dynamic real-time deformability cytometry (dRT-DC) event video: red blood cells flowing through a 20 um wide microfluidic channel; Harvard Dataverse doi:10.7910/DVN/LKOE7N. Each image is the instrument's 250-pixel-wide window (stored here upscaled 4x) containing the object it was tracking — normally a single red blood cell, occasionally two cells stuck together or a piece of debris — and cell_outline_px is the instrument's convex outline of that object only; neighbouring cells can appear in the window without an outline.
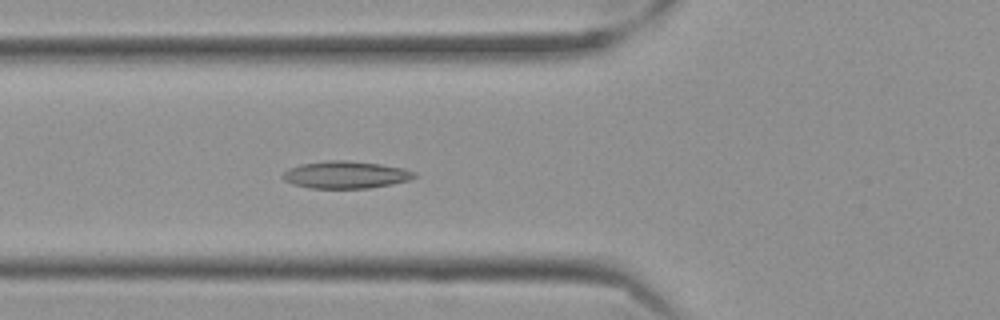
{"species": "Egyptian fruit bat (a non-hibernating species)", "species_latin": "Rousettus aegyptiacus", "temperature_condition": "cold", "stored_images_in_passage": 46, "camera_frame_rate_fps": 3000, "um_per_image_px": 0.085, "frame": {"image": 1, "passage_image": 13, "time_ms": 4.0, "image_size_px": [1000, 320], "cell_outline_px": [[416, 176], [408, 180], [368, 188], [312, 188], [292, 184], [284, 180], [280, 176], [288, 168], [300, 164], [328, 160], [344, 160], [380, 164], [404, 168], [416, 172]], "centroid_in_image_um": [29.34, 14.85], "position_along_channel_um": 96.5, "area_um2": 20.81}}
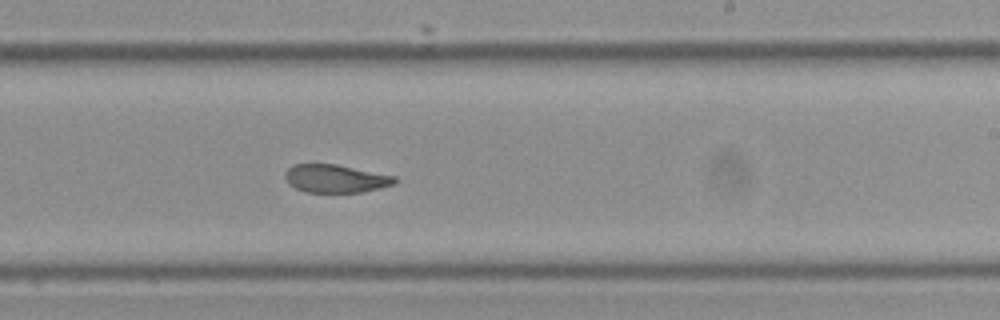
{"frame": {"image": 2, "passage_image": 27, "time_ms": 8.667, "image_size_px": [1000, 320], "cell_outline_px": [[396, 184], [380, 188], [360, 192], [304, 192], [288, 184], [284, 176], [284, 172], [292, 164], [336, 164], [396, 176]], "centroid_in_image_um": [28.5, 15.17], "position_along_channel_um": 260.5, "area_um2": 18.03}}
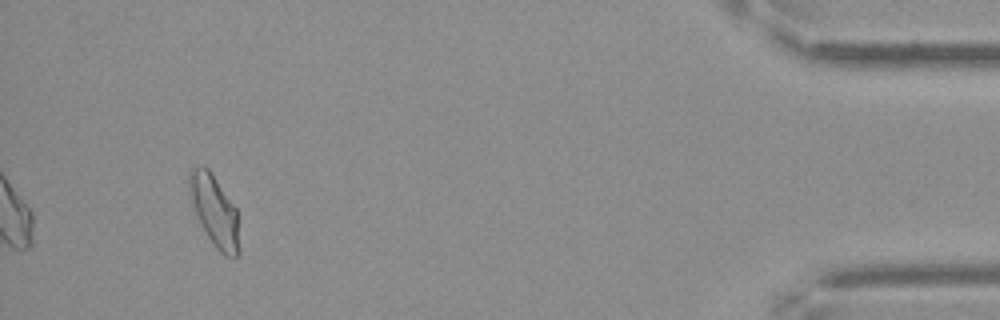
{"frame": {"image": 3, "passage_image": 46, "time_ms": 15.0, "image_size_px": [1000, 320], "cell_outline_px": [[240, 252], [236, 256], [224, 256], [216, 248], [200, 224], [196, 216], [192, 200], [188, 180], [188, 176], [200, 164], [204, 164], [208, 168], [236, 208], [240, 248]], "centroid_in_image_um": [18.25, 17.95], "position_along_channel_um": 416.9, "area_um2": 20.35}, "authors_computed_cell_mechanics": {"area_um2": 19.6809, "velocity_mm_per_s": 3.5022, "shape_relaxation_time_tau1_ms": null, "shape_relaxation_time_tau2_ms": 1.8223, "deformation_change_tau1": null, "deformation_change_tau2": 0.0683}}